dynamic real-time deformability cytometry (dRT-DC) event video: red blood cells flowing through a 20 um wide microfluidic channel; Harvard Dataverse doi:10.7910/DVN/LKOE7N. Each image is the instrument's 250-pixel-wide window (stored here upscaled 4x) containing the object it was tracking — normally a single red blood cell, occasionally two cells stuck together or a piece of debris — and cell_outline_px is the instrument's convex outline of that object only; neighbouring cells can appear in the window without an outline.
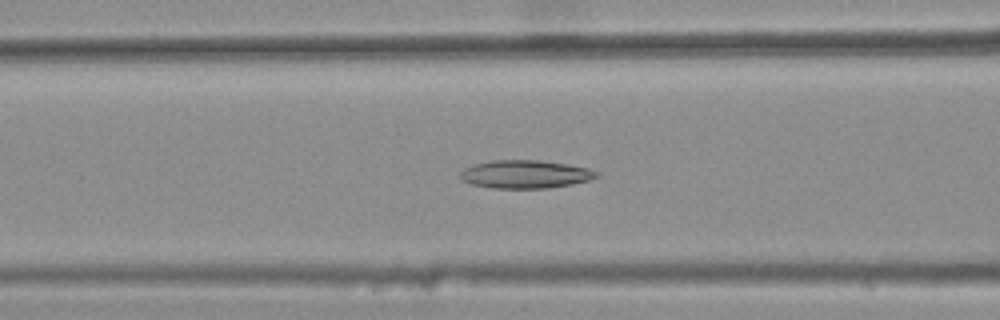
{"species": "common noctule bat (a hibernating species)", "species_latin": "Nyctalus noctula", "temperature_condition": "warm", "stored_images_in_passage": 43, "camera_frame_rate_fps": 3000, "um_per_image_px": 0.085, "animal": {"sex": "female", "body_mass_g": 25.1}, "frame": {"image": 1, "passage_image": 20, "time_ms": 6.333, "image_size_px": [1000, 320], "cell_outline_px": [[600, 176], [588, 180], [572, 184], [548, 188], [492, 188], [472, 184], [460, 180], [460, 172], [464, 168], [476, 164], [492, 160], [540, 160], [568, 164], [588, 168], [600, 172]], "centroid_in_image_um": [44.66, 14.81], "position_along_channel_um": 121.9, "area_um2": 22.43}}
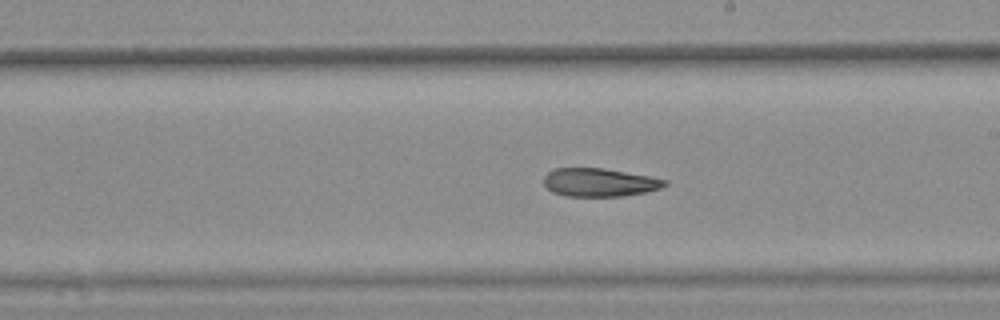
{"frame": {"image": 2, "passage_image": 29, "time_ms": 9.333, "image_size_px": [1000, 320], "cell_outline_px": [[668, 184], [660, 188], [644, 192], [620, 196], [564, 196], [552, 192], [544, 184], [544, 176], [548, 172], [556, 168], [604, 168], [648, 176], [668, 180]], "centroid_in_image_um": [50.93, 15.5], "position_along_channel_um": 238.1, "area_um2": 19.83}}
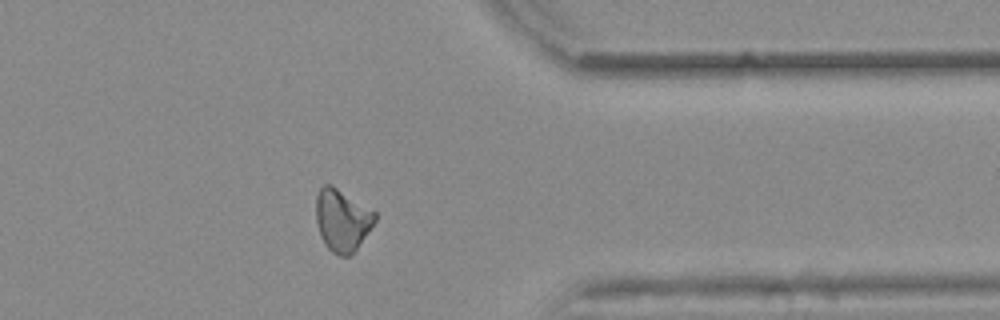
{"frame": {"image": 3, "passage_image": 41, "time_ms": 13.333, "image_size_px": [1000, 320], "cell_outline_px": [[376, 220], [356, 248], [348, 256], [340, 256], [332, 252], [324, 244], [320, 236], [316, 220], [316, 196], [320, 188], [324, 184], [332, 184], [376, 212]], "centroid_in_image_um": [29.06, 18.69], "position_along_channel_um": 382.3, "area_um2": 21.21}}